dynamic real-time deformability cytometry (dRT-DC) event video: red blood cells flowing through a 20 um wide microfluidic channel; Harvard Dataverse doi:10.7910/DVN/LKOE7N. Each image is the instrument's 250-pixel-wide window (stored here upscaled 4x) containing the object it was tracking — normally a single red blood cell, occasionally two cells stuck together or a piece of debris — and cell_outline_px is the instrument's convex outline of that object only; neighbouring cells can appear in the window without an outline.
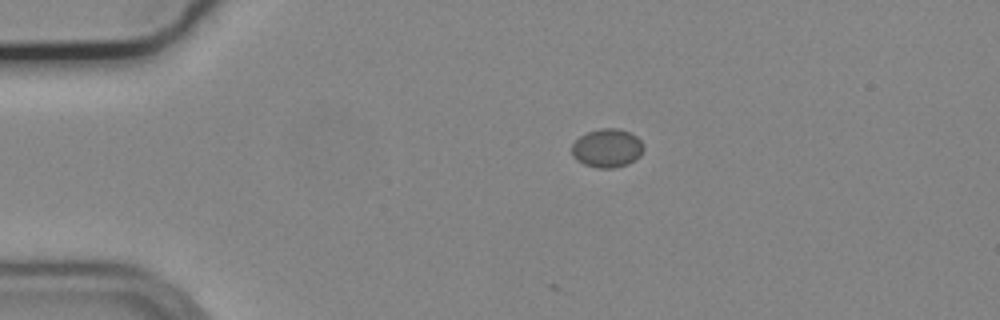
{"species": "common noctule bat (a hibernating species)", "species_latin": "Nyctalus noctula", "temperature_condition": "cold", "stored_images_in_passage": 2, "camera_frame_rate_fps": 3000, "um_per_image_px": 0.085, "animal": {"sex": "male", "body_mass_g": 19.2, "forearm_length_mm": 51.8}, "frame": {"image": 1, "passage_image": 2, "time_ms": 0.333, "image_size_px": [1000, 320], "cell_outline_px": [[644, 148], [640, 156], [628, 164], [612, 168], [596, 168], [584, 164], [576, 160], [572, 156], [572, 144], [580, 136], [588, 132], [600, 128], [620, 128], [636, 136], [644, 144]], "centroid_in_image_um": [51.61, 12.59], "position_along_channel_um": 33.4, "area_um2": 16.24}}